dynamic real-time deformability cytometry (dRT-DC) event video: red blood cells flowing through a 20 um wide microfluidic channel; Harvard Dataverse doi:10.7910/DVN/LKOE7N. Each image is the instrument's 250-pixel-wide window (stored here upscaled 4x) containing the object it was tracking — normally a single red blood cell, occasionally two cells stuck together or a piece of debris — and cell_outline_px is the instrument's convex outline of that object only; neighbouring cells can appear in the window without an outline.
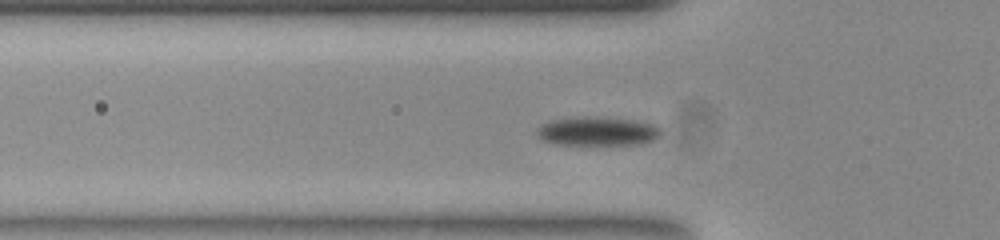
{"species": "common noctule bat (a hibernating species)", "species_latin": "Nyctalus noctula", "temperature_condition": "room temperature", "stored_images_in_passage": 33, "camera_frame_rate_fps": 3000, "um_per_image_px": 0.085, "animal": {"sex": "female", "body_mass_g": 23.0, "forearm_length_mm": 53.4}, "frame": {"image": 1, "passage_image": 7, "time_ms": 2.0, "image_size_px": [1000, 240], "cell_outline_px": [[660, 136], [652, 140], [640, 144], [552, 144], [544, 140], [536, 132], [536, 128], [552, 120], [632, 120], [652, 124], [660, 128]], "centroid_in_image_um": [50.81, 11.22], "position_along_channel_um": 75.0, "area_um2": 19.31}}
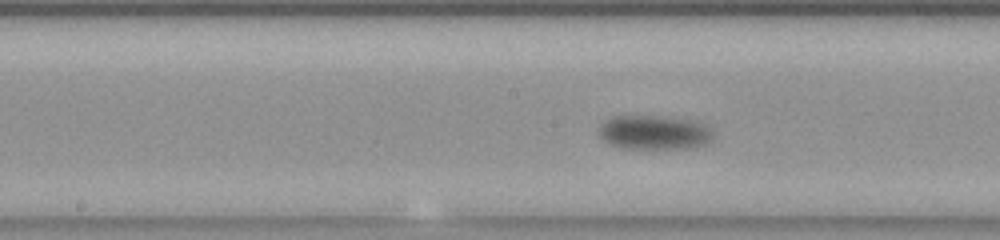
{"frame": {"image": 2, "passage_image": 17, "time_ms": 5.333, "image_size_px": [1000, 240], "cell_outline_px": [[712, 140], [704, 144], [692, 148], [620, 148], [604, 140], [600, 136], [600, 128], [608, 120], [616, 116], [652, 116], [684, 120], [700, 124], [708, 128], [712, 132]], "centroid_in_image_um": [55.6, 11.28], "position_along_channel_um": 192.6, "area_um2": 21.91}}
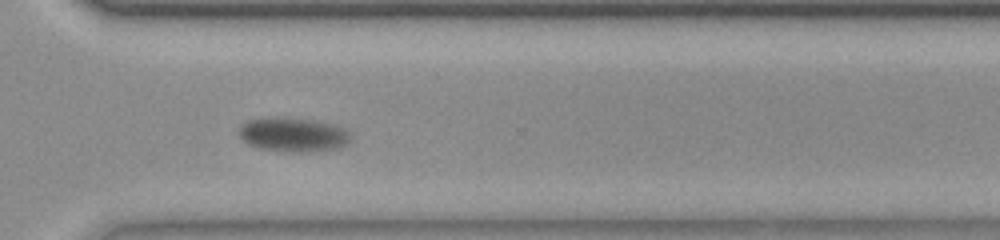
{"frame": {"image": 3, "passage_image": 30, "time_ms": 9.667, "image_size_px": [1000, 240], "cell_outline_px": [[352, 140], [348, 144], [336, 148], [300, 152], [256, 148], [248, 144], [240, 136], [240, 128], [248, 120], [312, 120], [332, 124], [344, 128], [352, 136]], "centroid_in_image_um": [24.99, 11.49], "position_along_channel_um": 345.6, "area_um2": 21.15}, "authors_computed_cell_mechanics": {"area_um2": 21.8484, "velocity_mm_per_s": 3.5279, "shape_relaxation_time_tau1_ms": 1.5022, "shape_relaxation_time_tau2_ms": null, "deformation_change_tau1": 0.1082, "deformation_change_tau2": null}}